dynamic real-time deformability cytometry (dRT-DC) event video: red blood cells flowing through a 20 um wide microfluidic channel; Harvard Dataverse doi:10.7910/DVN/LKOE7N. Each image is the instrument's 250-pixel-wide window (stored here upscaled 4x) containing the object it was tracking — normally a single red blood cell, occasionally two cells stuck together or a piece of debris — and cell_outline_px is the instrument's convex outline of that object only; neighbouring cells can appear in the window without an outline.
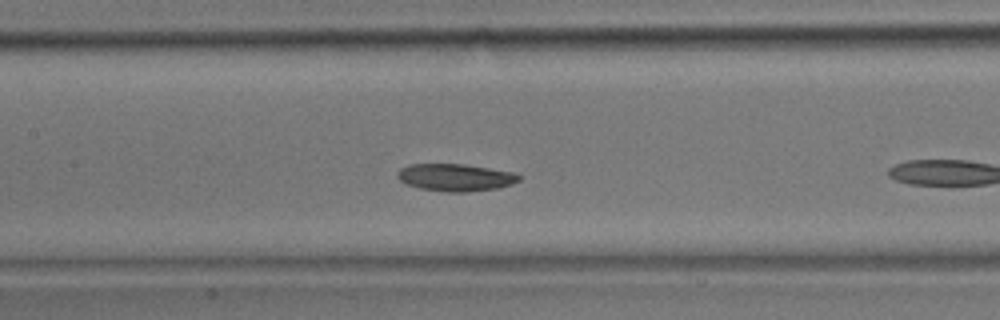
{"species": "common noctule bat (a hibernating species)", "species_latin": "Nyctalus noctula", "temperature_condition": "room temperature", "stored_images_in_passage": 11, "camera_frame_rate_fps": 3000, "um_per_image_px": 0.085, "animal": {"sex": "male", "body_mass_g": 17.9}, "frame": {"image": 1, "passage_image": 8, "time_ms": 2.333, "image_size_px": [1000, 320], "cell_outline_px": [[520, 180], [512, 184], [496, 188], [468, 192], [448, 192], [420, 188], [408, 184], [400, 180], [396, 176], [396, 172], [400, 168], [408, 164], [464, 164], [516, 172], [520, 176]], "centroid_in_image_um": [38.72, 15.07], "position_along_channel_um": 168.7, "area_um2": 19.42}}